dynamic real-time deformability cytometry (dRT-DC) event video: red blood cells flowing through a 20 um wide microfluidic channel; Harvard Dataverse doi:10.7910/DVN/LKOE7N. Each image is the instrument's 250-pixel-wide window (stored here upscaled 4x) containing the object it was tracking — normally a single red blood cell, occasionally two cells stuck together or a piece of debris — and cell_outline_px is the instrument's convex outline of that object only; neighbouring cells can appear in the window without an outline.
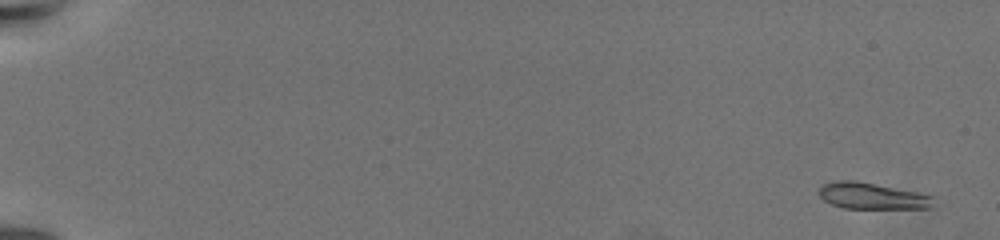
{"species": "common noctule bat (a hibernating species)", "species_latin": "Nyctalus noctula", "temperature_condition": "warm", "stored_images_in_passage": 12, "camera_frame_rate_fps": 3000, "um_per_image_px": 0.085, "animal": {"sex": "female", "body_mass_g": 19.5, "forearm_length_mm": 54.1}, "frame": {"image": 1, "passage_image": 1, "time_ms": 0.0, "image_size_px": [1000, 240], "cell_outline_px": [[932, 196], [928, 208], [844, 208], [832, 204], [824, 200], [820, 196], [820, 188], [824, 184], [836, 180], [856, 180], [916, 192]], "centroid_in_image_um": [74.05, 16.64], "position_along_channel_um": 11.0, "area_um2": 17.11}}
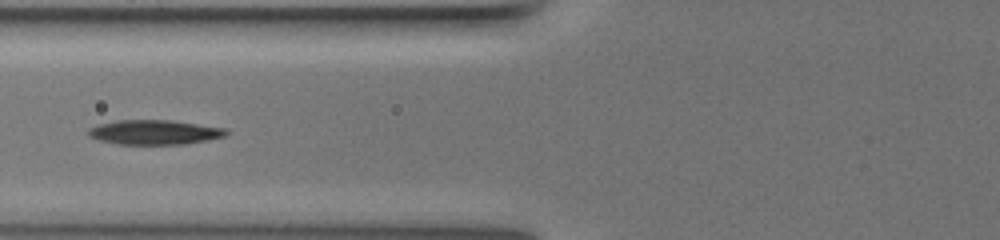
{"frame": {"image": 2, "passage_image": 8, "time_ms": 9.333, "image_size_px": [1000, 240], "cell_outline_px": [[228, 132], [224, 136], [208, 140], [184, 144], [116, 144], [100, 140], [88, 136], [88, 128], [100, 124], [116, 120], [172, 120], [228, 128]], "centroid_in_image_um": [13.14, 11.23], "position_along_channel_um": 112.7, "area_um2": 19.83}}
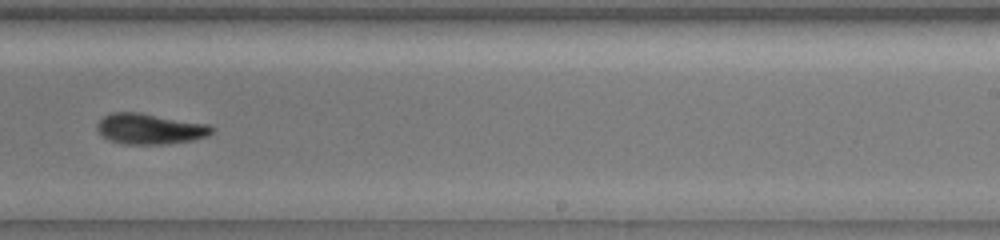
{"frame": {"image": 3, "passage_image": 12, "time_ms": 14.333, "image_size_px": [1000, 240], "cell_outline_px": [[216, 128], [208, 136], [192, 140], [168, 144], [124, 144], [108, 140], [100, 136], [96, 128], [96, 124], [104, 116], [112, 112], [140, 112], [208, 124]], "centroid_in_image_um": [12.72, 10.95], "position_along_channel_um": 276.3, "area_um2": 20.75}}